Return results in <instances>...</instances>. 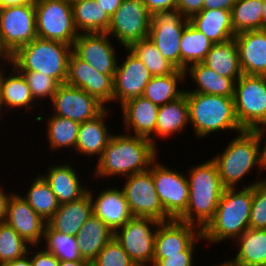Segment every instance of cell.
I'll return each instance as SVG.
<instances>
[{
  "instance_id": "obj_55",
  "label": "cell",
  "mask_w": 266,
  "mask_h": 266,
  "mask_svg": "<svg viewBox=\"0 0 266 266\" xmlns=\"http://www.w3.org/2000/svg\"><path fill=\"white\" fill-rule=\"evenodd\" d=\"M35 3V0H0V7H11V6H18L24 4Z\"/></svg>"
},
{
  "instance_id": "obj_31",
  "label": "cell",
  "mask_w": 266,
  "mask_h": 266,
  "mask_svg": "<svg viewBox=\"0 0 266 266\" xmlns=\"http://www.w3.org/2000/svg\"><path fill=\"white\" fill-rule=\"evenodd\" d=\"M39 111V114L35 116V120L37 123L40 121H46L44 127H46V138L48 140L49 151L56 152L59 150H64V148H71L75 152V147L77 144V137L80 123L73 121L68 118H63L57 115L48 116L45 115L47 118L45 119ZM42 115V116H41Z\"/></svg>"
},
{
  "instance_id": "obj_9",
  "label": "cell",
  "mask_w": 266,
  "mask_h": 266,
  "mask_svg": "<svg viewBox=\"0 0 266 266\" xmlns=\"http://www.w3.org/2000/svg\"><path fill=\"white\" fill-rule=\"evenodd\" d=\"M159 223L150 217H132L114 232L115 239L137 266H152Z\"/></svg>"
},
{
  "instance_id": "obj_54",
  "label": "cell",
  "mask_w": 266,
  "mask_h": 266,
  "mask_svg": "<svg viewBox=\"0 0 266 266\" xmlns=\"http://www.w3.org/2000/svg\"><path fill=\"white\" fill-rule=\"evenodd\" d=\"M256 131L258 132L262 140L261 143H263L262 144V159H263L264 167L266 168V124L257 128Z\"/></svg>"
},
{
  "instance_id": "obj_42",
  "label": "cell",
  "mask_w": 266,
  "mask_h": 266,
  "mask_svg": "<svg viewBox=\"0 0 266 266\" xmlns=\"http://www.w3.org/2000/svg\"><path fill=\"white\" fill-rule=\"evenodd\" d=\"M30 246L10 225L0 222V266L22 258L28 253Z\"/></svg>"
},
{
  "instance_id": "obj_50",
  "label": "cell",
  "mask_w": 266,
  "mask_h": 266,
  "mask_svg": "<svg viewBox=\"0 0 266 266\" xmlns=\"http://www.w3.org/2000/svg\"><path fill=\"white\" fill-rule=\"evenodd\" d=\"M235 4V0H204L203 10L206 9H224L231 11Z\"/></svg>"
},
{
  "instance_id": "obj_47",
  "label": "cell",
  "mask_w": 266,
  "mask_h": 266,
  "mask_svg": "<svg viewBox=\"0 0 266 266\" xmlns=\"http://www.w3.org/2000/svg\"><path fill=\"white\" fill-rule=\"evenodd\" d=\"M31 262L33 266H58L59 264V260L41 245L31 246Z\"/></svg>"
},
{
  "instance_id": "obj_52",
  "label": "cell",
  "mask_w": 266,
  "mask_h": 266,
  "mask_svg": "<svg viewBox=\"0 0 266 266\" xmlns=\"http://www.w3.org/2000/svg\"><path fill=\"white\" fill-rule=\"evenodd\" d=\"M95 1L111 17L120 7L123 0H95Z\"/></svg>"
},
{
  "instance_id": "obj_27",
  "label": "cell",
  "mask_w": 266,
  "mask_h": 266,
  "mask_svg": "<svg viewBox=\"0 0 266 266\" xmlns=\"http://www.w3.org/2000/svg\"><path fill=\"white\" fill-rule=\"evenodd\" d=\"M9 66L10 68L8 69L12 70L10 73L6 72L7 66L2 67V102L5 108V114L7 111L16 110L20 112L21 109V112H28V110L31 112L33 107L36 108V106H41L32 97L30 88L23 74L13 65L9 64Z\"/></svg>"
},
{
  "instance_id": "obj_13",
  "label": "cell",
  "mask_w": 266,
  "mask_h": 266,
  "mask_svg": "<svg viewBox=\"0 0 266 266\" xmlns=\"http://www.w3.org/2000/svg\"><path fill=\"white\" fill-rule=\"evenodd\" d=\"M189 19L177 9L159 10L151 14L148 34L162 56L180 70V42Z\"/></svg>"
},
{
  "instance_id": "obj_26",
  "label": "cell",
  "mask_w": 266,
  "mask_h": 266,
  "mask_svg": "<svg viewBox=\"0 0 266 266\" xmlns=\"http://www.w3.org/2000/svg\"><path fill=\"white\" fill-rule=\"evenodd\" d=\"M93 214L89 191L77 200L59 205L47 225L55 231L76 236L85 221Z\"/></svg>"
},
{
  "instance_id": "obj_57",
  "label": "cell",
  "mask_w": 266,
  "mask_h": 266,
  "mask_svg": "<svg viewBox=\"0 0 266 266\" xmlns=\"http://www.w3.org/2000/svg\"><path fill=\"white\" fill-rule=\"evenodd\" d=\"M215 264L216 265H214V266H248V265H245V264H242V263L235 261L233 258L224 259V261H221L218 264L217 263H215Z\"/></svg>"
},
{
  "instance_id": "obj_24",
  "label": "cell",
  "mask_w": 266,
  "mask_h": 266,
  "mask_svg": "<svg viewBox=\"0 0 266 266\" xmlns=\"http://www.w3.org/2000/svg\"><path fill=\"white\" fill-rule=\"evenodd\" d=\"M110 112L112 113L110 108H106L94 119L80 123L74 154L90 158L97 157L95 163L101 158L113 135V131L108 129V122L106 123L107 120L110 121V118H107L111 116Z\"/></svg>"
},
{
  "instance_id": "obj_22",
  "label": "cell",
  "mask_w": 266,
  "mask_h": 266,
  "mask_svg": "<svg viewBox=\"0 0 266 266\" xmlns=\"http://www.w3.org/2000/svg\"><path fill=\"white\" fill-rule=\"evenodd\" d=\"M201 229L179 220L160 222L155 236L153 258H166V255L185 251L200 235Z\"/></svg>"
},
{
  "instance_id": "obj_3",
  "label": "cell",
  "mask_w": 266,
  "mask_h": 266,
  "mask_svg": "<svg viewBox=\"0 0 266 266\" xmlns=\"http://www.w3.org/2000/svg\"><path fill=\"white\" fill-rule=\"evenodd\" d=\"M232 137L222 153L219 151L211 156L225 188L242 186L240 181L244 183V177L252 174L253 168L261 173L266 171L262 159V140L258 132L244 129Z\"/></svg>"
},
{
  "instance_id": "obj_11",
  "label": "cell",
  "mask_w": 266,
  "mask_h": 266,
  "mask_svg": "<svg viewBox=\"0 0 266 266\" xmlns=\"http://www.w3.org/2000/svg\"><path fill=\"white\" fill-rule=\"evenodd\" d=\"M157 158L149 171L165 213L177 220L186 210L189 201V184L183 171L171 169Z\"/></svg>"
},
{
  "instance_id": "obj_36",
  "label": "cell",
  "mask_w": 266,
  "mask_h": 266,
  "mask_svg": "<svg viewBox=\"0 0 266 266\" xmlns=\"http://www.w3.org/2000/svg\"><path fill=\"white\" fill-rule=\"evenodd\" d=\"M74 24L81 33H106L111 17L95 0H83L72 5Z\"/></svg>"
},
{
  "instance_id": "obj_48",
  "label": "cell",
  "mask_w": 266,
  "mask_h": 266,
  "mask_svg": "<svg viewBox=\"0 0 266 266\" xmlns=\"http://www.w3.org/2000/svg\"><path fill=\"white\" fill-rule=\"evenodd\" d=\"M203 3L204 0H177L176 8L185 18L190 19L203 10Z\"/></svg>"
},
{
  "instance_id": "obj_37",
  "label": "cell",
  "mask_w": 266,
  "mask_h": 266,
  "mask_svg": "<svg viewBox=\"0 0 266 266\" xmlns=\"http://www.w3.org/2000/svg\"><path fill=\"white\" fill-rule=\"evenodd\" d=\"M213 44L188 22L180 42V70L185 71L189 65L202 62Z\"/></svg>"
},
{
  "instance_id": "obj_53",
  "label": "cell",
  "mask_w": 266,
  "mask_h": 266,
  "mask_svg": "<svg viewBox=\"0 0 266 266\" xmlns=\"http://www.w3.org/2000/svg\"><path fill=\"white\" fill-rule=\"evenodd\" d=\"M1 266H33L31 262V246L29 247L28 253L25 256L6 262Z\"/></svg>"
},
{
  "instance_id": "obj_23",
  "label": "cell",
  "mask_w": 266,
  "mask_h": 266,
  "mask_svg": "<svg viewBox=\"0 0 266 266\" xmlns=\"http://www.w3.org/2000/svg\"><path fill=\"white\" fill-rule=\"evenodd\" d=\"M66 161L60 164L49 163L46 173L40 174L49 184L60 205L77 200L88 191L87 183H83L85 179L82 175L80 178V170L78 173V169L71 164L72 161Z\"/></svg>"
},
{
  "instance_id": "obj_30",
  "label": "cell",
  "mask_w": 266,
  "mask_h": 266,
  "mask_svg": "<svg viewBox=\"0 0 266 266\" xmlns=\"http://www.w3.org/2000/svg\"><path fill=\"white\" fill-rule=\"evenodd\" d=\"M189 23L214 44L226 42L236 35L232 26L231 11L229 10H202L192 16Z\"/></svg>"
},
{
  "instance_id": "obj_38",
  "label": "cell",
  "mask_w": 266,
  "mask_h": 266,
  "mask_svg": "<svg viewBox=\"0 0 266 266\" xmlns=\"http://www.w3.org/2000/svg\"><path fill=\"white\" fill-rule=\"evenodd\" d=\"M31 179L26 194H21V196L47 222L60 204L49 184L40 174H37L34 178L31 177Z\"/></svg>"
},
{
  "instance_id": "obj_25",
  "label": "cell",
  "mask_w": 266,
  "mask_h": 266,
  "mask_svg": "<svg viewBox=\"0 0 266 266\" xmlns=\"http://www.w3.org/2000/svg\"><path fill=\"white\" fill-rule=\"evenodd\" d=\"M234 39L243 74L266 76V29L240 32Z\"/></svg>"
},
{
  "instance_id": "obj_19",
  "label": "cell",
  "mask_w": 266,
  "mask_h": 266,
  "mask_svg": "<svg viewBox=\"0 0 266 266\" xmlns=\"http://www.w3.org/2000/svg\"><path fill=\"white\" fill-rule=\"evenodd\" d=\"M14 190L9 198L5 222L31 246L43 241L47 222Z\"/></svg>"
},
{
  "instance_id": "obj_44",
  "label": "cell",
  "mask_w": 266,
  "mask_h": 266,
  "mask_svg": "<svg viewBox=\"0 0 266 266\" xmlns=\"http://www.w3.org/2000/svg\"><path fill=\"white\" fill-rule=\"evenodd\" d=\"M91 266H137L113 237L91 262Z\"/></svg>"
},
{
  "instance_id": "obj_10",
  "label": "cell",
  "mask_w": 266,
  "mask_h": 266,
  "mask_svg": "<svg viewBox=\"0 0 266 266\" xmlns=\"http://www.w3.org/2000/svg\"><path fill=\"white\" fill-rule=\"evenodd\" d=\"M151 25V13L142 0H123L120 7L111 16L107 34L128 48L131 44L148 38Z\"/></svg>"
},
{
  "instance_id": "obj_16",
  "label": "cell",
  "mask_w": 266,
  "mask_h": 266,
  "mask_svg": "<svg viewBox=\"0 0 266 266\" xmlns=\"http://www.w3.org/2000/svg\"><path fill=\"white\" fill-rule=\"evenodd\" d=\"M111 39L107 33H81L74 41L73 52L97 72L115 76L119 57Z\"/></svg>"
},
{
  "instance_id": "obj_6",
  "label": "cell",
  "mask_w": 266,
  "mask_h": 266,
  "mask_svg": "<svg viewBox=\"0 0 266 266\" xmlns=\"http://www.w3.org/2000/svg\"><path fill=\"white\" fill-rule=\"evenodd\" d=\"M73 47L66 43L36 37L10 56V64L19 72H40L66 83Z\"/></svg>"
},
{
  "instance_id": "obj_59",
  "label": "cell",
  "mask_w": 266,
  "mask_h": 266,
  "mask_svg": "<svg viewBox=\"0 0 266 266\" xmlns=\"http://www.w3.org/2000/svg\"><path fill=\"white\" fill-rule=\"evenodd\" d=\"M4 107L2 102V68H0V120H4L2 116H5ZM0 121V123H1Z\"/></svg>"
},
{
  "instance_id": "obj_2",
  "label": "cell",
  "mask_w": 266,
  "mask_h": 266,
  "mask_svg": "<svg viewBox=\"0 0 266 266\" xmlns=\"http://www.w3.org/2000/svg\"><path fill=\"white\" fill-rule=\"evenodd\" d=\"M240 188H225L221 195L214 217L201 230L203 241L210 244L233 242L249 229L253 185L266 179L257 177Z\"/></svg>"
},
{
  "instance_id": "obj_60",
  "label": "cell",
  "mask_w": 266,
  "mask_h": 266,
  "mask_svg": "<svg viewBox=\"0 0 266 266\" xmlns=\"http://www.w3.org/2000/svg\"><path fill=\"white\" fill-rule=\"evenodd\" d=\"M262 29H266V0H263Z\"/></svg>"
},
{
  "instance_id": "obj_56",
  "label": "cell",
  "mask_w": 266,
  "mask_h": 266,
  "mask_svg": "<svg viewBox=\"0 0 266 266\" xmlns=\"http://www.w3.org/2000/svg\"><path fill=\"white\" fill-rule=\"evenodd\" d=\"M58 266H91V262L87 260H78V261L59 260Z\"/></svg>"
},
{
  "instance_id": "obj_14",
  "label": "cell",
  "mask_w": 266,
  "mask_h": 266,
  "mask_svg": "<svg viewBox=\"0 0 266 266\" xmlns=\"http://www.w3.org/2000/svg\"><path fill=\"white\" fill-rule=\"evenodd\" d=\"M124 179L120 187L133 217H150L160 222L172 220L164 211L149 170Z\"/></svg>"
},
{
  "instance_id": "obj_35",
  "label": "cell",
  "mask_w": 266,
  "mask_h": 266,
  "mask_svg": "<svg viewBox=\"0 0 266 266\" xmlns=\"http://www.w3.org/2000/svg\"><path fill=\"white\" fill-rule=\"evenodd\" d=\"M185 77V71L178 69L170 75L154 76L147 83L142 96L158 106L172 102L185 94V89L180 87L187 83Z\"/></svg>"
},
{
  "instance_id": "obj_45",
  "label": "cell",
  "mask_w": 266,
  "mask_h": 266,
  "mask_svg": "<svg viewBox=\"0 0 266 266\" xmlns=\"http://www.w3.org/2000/svg\"><path fill=\"white\" fill-rule=\"evenodd\" d=\"M249 228L266 229V179L253 185Z\"/></svg>"
},
{
  "instance_id": "obj_21",
  "label": "cell",
  "mask_w": 266,
  "mask_h": 266,
  "mask_svg": "<svg viewBox=\"0 0 266 266\" xmlns=\"http://www.w3.org/2000/svg\"><path fill=\"white\" fill-rule=\"evenodd\" d=\"M125 133L149 139L155 145V127L159 106L139 96L120 106Z\"/></svg>"
},
{
  "instance_id": "obj_28",
  "label": "cell",
  "mask_w": 266,
  "mask_h": 266,
  "mask_svg": "<svg viewBox=\"0 0 266 266\" xmlns=\"http://www.w3.org/2000/svg\"><path fill=\"white\" fill-rule=\"evenodd\" d=\"M186 81H193L195 88H186L185 92L234 96L235 81L232 78L221 76L202 62L189 65L185 69ZM189 76V77H188Z\"/></svg>"
},
{
  "instance_id": "obj_1",
  "label": "cell",
  "mask_w": 266,
  "mask_h": 266,
  "mask_svg": "<svg viewBox=\"0 0 266 266\" xmlns=\"http://www.w3.org/2000/svg\"><path fill=\"white\" fill-rule=\"evenodd\" d=\"M157 148L149 139L125 132H113L103 155L93 169L94 180L128 177L149 170L159 157ZM107 178V179H106Z\"/></svg>"
},
{
  "instance_id": "obj_51",
  "label": "cell",
  "mask_w": 266,
  "mask_h": 266,
  "mask_svg": "<svg viewBox=\"0 0 266 266\" xmlns=\"http://www.w3.org/2000/svg\"><path fill=\"white\" fill-rule=\"evenodd\" d=\"M3 185H0V222H5L6 214H7V205L10 196L14 191L6 192L5 188L2 187Z\"/></svg>"
},
{
  "instance_id": "obj_8",
  "label": "cell",
  "mask_w": 266,
  "mask_h": 266,
  "mask_svg": "<svg viewBox=\"0 0 266 266\" xmlns=\"http://www.w3.org/2000/svg\"><path fill=\"white\" fill-rule=\"evenodd\" d=\"M37 37L66 43L73 47L79 33L73 9L65 0H35Z\"/></svg>"
},
{
  "instance_id": "obj_18",
  "label": "cell",
  "mask_w": 266,
  "mask_h": 266,
  "mask_svg": "<svg viewBox=\"0 0 266 266\" xmlns=\"http://www.w3.org/2000/svg\"><path fill=\"white\" fill-rule=\"evenodd\" d=\"M123 61L119 60L114 77V104H124L128 100L142 96L153 77L147 67L128 49ZM117 101V102H116Z\"/></svg>"
},
{
  "instance_id": "obj_7",
  "label": "cell",
  "mask_w": 266,
  "mask_h": 266,
  "mask_svg": "<svg viewBox=\"0 0 266 266\" xmlns=\"http://www.w3.org/2000/svg\"><path fill=\"white\" fill-rule=\"evenodd\" d=\"M233 100L243 129L256 130L266 124V76L242 74L235 82Z\"/></svg>"
},
{
  "instance_id": "obj_40",
  "label": "cell",
  "mask_w": 266,
  "mask_h": 266,
  "mask_svg": "<svg viewBox=\"0 0 266 266\" xmlns=\"http://www.w3.org/2000/svg\"><path fill=\"white\" fill-rule=\"evenodd\" d=\"M128 49L142 61L153 77L170 75L177 70L172 63L162 56L149 38L131 44Z\"/></svg>"
},
{
  "instance_id": "obj_33",
  "label": "cell",
  "mask_w": 266,
  "mask_h": 266,
  "mask_svg": "<svg viewBox=\"0 0 266 266\" xmlns=\"http://www.w3.org/2000/svg\"><path fill=\"white\" fill-rule=\"evenodd\" d=\"M202 63L219 75L232 78L235 82L243 74L234 38L223 43L213 44Z\"/></svg>"
},
{
  "instance_id": "obj_46",
  "label": "cell",
  "mask_w": 266,
  "mask_h": 266,
  "mask_svg": "<svg viewBox=\"0 0 266 266\" xmlns=\"http://www.w3.org/2000/svg\"><path fill=\"white\" fill-rule=\"evenodd\" d=\"M202 240L204 239L201 234L185 251L166 255V258H153L152 266H195V253H197L195 250L198 249L196 245H201L199 241Z\"/></svg>"
},
{
  "instance_id": "obj_4",
  "label": "cell",
  "mask_w": 266,
  "mask_h": 266,
  "mask_svg": "<svg viewBox=\"0 0 266 266\" xmlns=\"http://www.w3.org/2000/svg\"><path fill=\"white\" fill-rule=\"evenodd\" d=\"M189 184V201L185 212L177 219L198 226L201 230L214 217L225 187L216 163L210 158L185 171Z\"/></svg>"
},
{
  "instance_id": "obj_43",
  "label": "cell",
  "mask_w": 266,
  "mask_h": 266,
  "mask_svg": "<svg viewBox=\"0 0 266 266\" xmlns=\"http://www.w3.org/2000/svg\"><path fill=\"white\" fill-rule=\"evenodd\" d=\"M20 73L25 77L31 95L37 103L42 105L41 101L45 98L49 99V102L51 101L59 86V83L54 78L36 71Z\"/></svg>"
},
{
  "instance_id": "obj_32",
  "label": "cell",
  "mask_w": 266,
  "mask_h": 266,
  "mask_svg": "<svg viewBox=\"0 0 266 266\" xmlns=\"http://www.w3.org/2000/svg\"><path fill=\"white\" fill-rule=\"evenodd\" d=\"M113 237L114 232L99 217L92 214L76 235L81 257L92 262Z\"/></svg>"
},
{
  "instance_id": "obj_39",
  "label": "cell",
  "mask_w": 266,
  "mask_h": 266,
  "mask_svg": "<svg viewBox=\"0 0 266 266\" xmlns=\"http://www.w3.org/2000/svg\"><path fill=\"white\" fill-rule=\"evenodd\" d=\"M263 0H235L231 10L235 34L262 29Z\"/></svg>"
},
{
  "instance_id": "obj_15",
  "label": "cell",
  "mask_w": 266,
  "mask_h": 266,
  "mask_svg": "<svg viewBox=\"0 0 266 266\" xmlns=\"http://www.w3.org/2000/svg\"><path fill=\"white\" fill-rule=\"evenodd\" d=\"M49 105L51 114L68 118L78 123L94 119L100 115L106 107L85 90L67 83L59 84L56 93Z\"/></svg>"
},
{
  "instance_id": "obj_20",
  "label": "cell",
  "mask_w": 266,
  "mask_h": 266,
  "mask_svg": "<svg viewBox=\"0 0 266 266\" xmlns=\"http://www.w3.org/2000/svg\"><path fill=\"white\" fill-rule=\"evenodd\" d=\"M117 187V188H116ZM93 214L99 217L113 232L133 217L122 188L118 185L97 191L88 186ZM99 192V193H98ZM97 195V196H96Z\"/></svg>"
},
{
  "instance_id": "obj_41",
  "label": "cell",
  "mask_w": 266,
  "mask_h": 266,
  "mask_svg": "<svg viewBox=\"0 0 266 266\" xmlns=\"http://www.w3.org/2000/svg\"><path fill=\"white\" fill-rule=\"evenodd\" d=\"M41 246L52 253L58 260H85L80 255L76 236L52 230L47 224L44 229Z\"/></svg>"
},
{
  "instance_id": "obj_12",
  "label": "cell",
  "mask_w": 266,
  "mask_h": 266,
  "mask_svg": "<svg viewBox=\"0 0 266 266\" xmlns=\"http://www.w3.org/2000/svg\"><path fill=\"white\" fill-rule=\"evenodd\" d=\"M36 37L34 3L1 8L0 45L9 57Z\"/></svg>"
},
{
  "instance_id": "obj_17",
  "label": "cell",
  "mask_w": 266,
  "mask_h": 266,
  "mask_svg": "<svg viewBox=\"0 0 266 266\" xmlns=\"http://www.w3.org/2000/svg\"><path fill=\"white\" fill-rule=\"evenodd\" d=\"M114 77L97 72L74 52L71 53L66 83L85 90L106 108L114 103Z\"/></svg>"
},
{
  "instance_id": "obj_5",
  "label": "cell",
  "mask_w": 266,
  "mask_h": 266,
  "mask_svg": "<svg viewBox=\"0 0 266 266\" xmlns=\"http://www.w3.org/2000/svg\"><path fill=\"white\" fill-rule=\"evenodd\" d=\"M185 93L189 109V125L192 126L191 129L198 140L210 137L209 135H214L216 132L239 133L244 130L236 118L233 97Z\"/></svg>"
},
{
  "instance_id": "obj_34",
  "label": "cell",
  "mask_w": 266,
  "mask_h": 266,
  "mask_svg": "<svg viewBox=\"0 0 266 266\" xmlns=\"http://www.w3.org/2000/svg\"><path fill=\"white\" fill-rule=\"evenodd\" d=\"M233 242L231 245L237 251L232 257L235 261L248 266H266V229L249 228Z\"/></svg>"
},
{
  "instance_id": "obj_49",
  "label": "cell",
  "mask_w": 266,
  "mask_h": 266,
  "mask_svg": "<svg viewBox=\"0 0 266 266\" xmlns=\"http://www.w3.org/2000/svg\"><path fill=\"white\" fill-rule=\"evenodd\" d=\"M148 11L152 14L159 10L176 8L177 0H142Z\"/></svg>"
},
{
  "instance_id": "obj_58",
  "label": "cell",
  "mask_w": 266,
  "mask_h": 266,
  "mask_svg": "<svg viewBox=\"0 0 266 266\" xmlns=\"http://www.w3.org/2000/svg\"><path fill=\"white\" fill-rule=\"evenodd\" d=\"M3 62V65L2 63ZM6 63V65H5ZM10 64V57L8 56V54L2 49L1 45H0V68L5 67V66H9Z\"/></svg>"
},
{
  "instance_id": "obj_29",
  "label": "cell",
  "mask_w": 266,
  "mask_h": 266,
  "mask_svg": "<svg viewBox=\"0 0 266 266\" xmlns=\"http://www.w3.org/2000/svg\"><path fill=\"white\" fill-rule=\"evenodd\" d=\"M189 122V109L186 98V93L180 98L169 102L167 104L159 106L158 117L155 127V146L159 140L156 139H167L174 135H180V132L184 133L185 129L188 128Z\"/></svg>"
},
{
  "instance_id": "obj_61",
  "label": "cell",
  "mask_w": 266,
  "mask_h": 266,
  "mask_svg": "<svg viewBox=\"0 0 266 266\" xmlns=\"http://www.w3.org/2000/svg\"><path fill=\"white\" fill-rule=\"evenodd\" d=\"M67 3H70L71 5H73L74 3L76 2H79V1H83V0H65Z\"/></svg>"
}]
</instances>
